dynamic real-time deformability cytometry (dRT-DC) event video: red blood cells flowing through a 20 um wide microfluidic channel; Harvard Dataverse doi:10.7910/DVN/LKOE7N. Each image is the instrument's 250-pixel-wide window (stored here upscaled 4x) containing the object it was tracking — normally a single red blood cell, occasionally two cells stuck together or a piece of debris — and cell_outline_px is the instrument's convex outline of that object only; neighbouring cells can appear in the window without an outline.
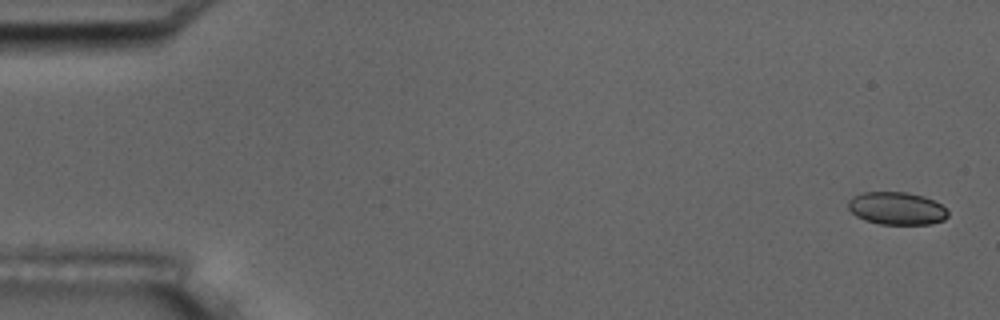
{"species": "common noctule bat (a hibernating species)", "species_latin": "Nyctalus noctula", "temperature_condition": "room temperature", "stored_images_in_passage": 7, "camera_frame_rate_fps": 3000, "um_per_image_px": 0.085, "animal": {"sex": "male", "body_mass_g": 17.5, "forearm_length_mm": 52.3}, "frame": {"image": 1, "passage_image": 1, "time_ms": 0.0, "image_size_px": [1000, 320], "cell_outline_px": [[948, 216], [944, 220], [932, 224], [880, 224], [864, 220], [856, 216], [848, 208], [848, 200], [852, 196], [864, 192], [908, 192], [924, 196], [940, 204], [948, 212]], "centroid_in_image_um": [76.2, 17.71], "position_along_channel_um": 8.8, "area_um2": 19.07}}
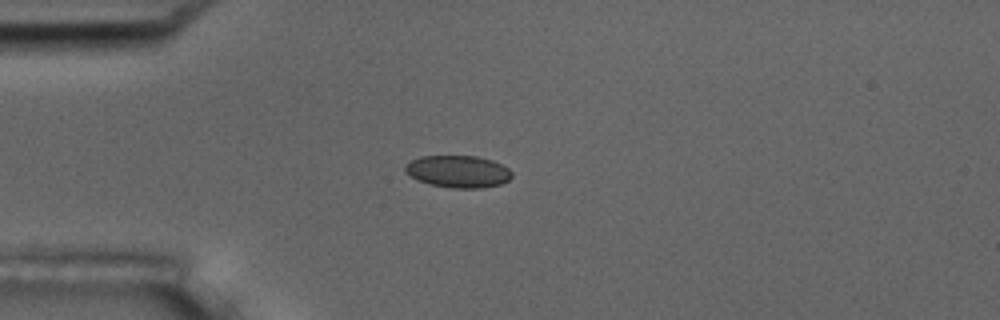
{"frame": {"image": 2, "passage_image": 5, "time_ms": 4.333, "image_size_px": [1000, 320], "cell_outline_px": [[512, 176], [508, 180], [500, 184], [484, 188], [452, 188], [428, 184], [412, 176], [404, 168], [412, 160], [420, 156], [476, 156], [492, 160], [508, 168], [512, 172]], "centroid_in_image_um": [38.98, 14.58], "position_along_channel_um": 46.0, "area_um2": 19.77}}
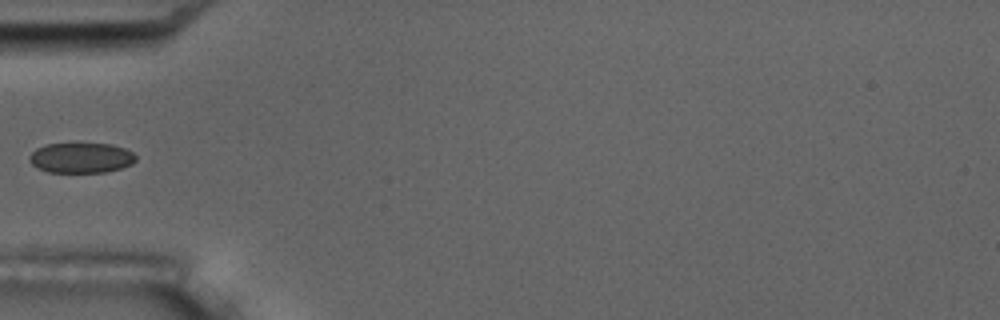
{"frame": {"image": 3, "passage_image": 6, "time_ms": 5.667, "image_size_px": [1000, 320], "cell_outline_px": [[136, 160], [132, 164], [120, 168], [104, 172], [48, 172], [32, 164], [28, 160], [28, 156], [36, 148], [44, 144], [112, 144], [124, 148], [132, 152], [136, 156]], "centroid_in_image_um": [6.88, 13.41], "position_along_channel_um": 78.1, "area_um2": 18.67}}